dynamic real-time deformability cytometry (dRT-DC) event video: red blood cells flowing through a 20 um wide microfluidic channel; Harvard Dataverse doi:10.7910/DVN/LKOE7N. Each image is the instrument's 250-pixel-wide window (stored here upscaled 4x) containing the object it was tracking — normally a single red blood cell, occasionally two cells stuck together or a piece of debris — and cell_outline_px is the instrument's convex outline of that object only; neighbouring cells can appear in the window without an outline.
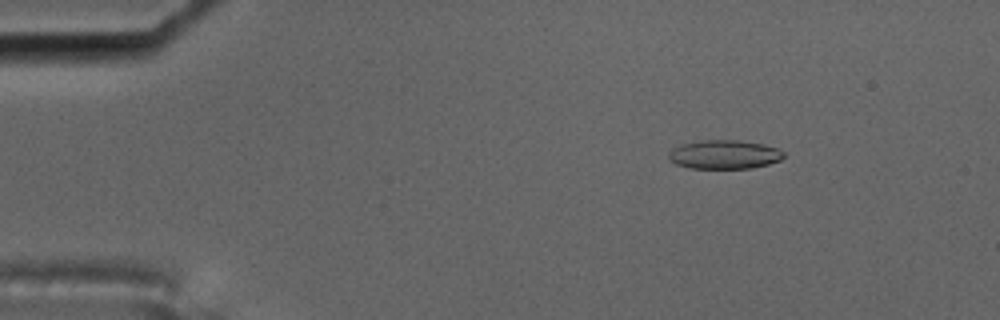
{"species": "common noctule bat (a hibernating species)", "species_latin": "Nyctalus noctula", "temperature_condition": "cold", "stored_images_in_passage": 6, "camera_frame_rate_fps": 3000, "um_per_image_px": 0.085, "animal": {"sex": "male", "body_mass_g": 17.5, "forearm_length_mm": 52.3}, "frame": {"image": 1, "passage_image": 3, "time_ms": 0.667, "image_size_px": [1000, 320], "cell_outline_px": [[784, 156], [780, 160], [768, 164], [752, 168], [688, 168], [676, 164], [668, 156], [668, 152], [672, 148], [684, 144], [700, 140], [740, 140], [764, 144], [776, 148], [784, 152]], "centroid_in_image_um": [61.57, 13.13], "position_along_channel_um": 23.4, "area_um2": 19.31}}